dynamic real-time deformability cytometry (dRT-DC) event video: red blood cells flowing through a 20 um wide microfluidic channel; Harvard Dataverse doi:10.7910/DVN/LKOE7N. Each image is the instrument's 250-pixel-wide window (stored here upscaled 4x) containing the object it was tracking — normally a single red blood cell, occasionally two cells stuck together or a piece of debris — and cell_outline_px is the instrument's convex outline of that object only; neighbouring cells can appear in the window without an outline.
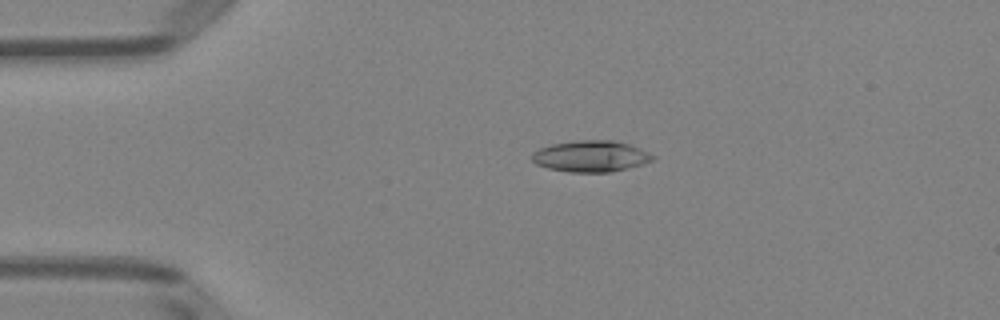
{"species": "Egyptian fruit bat (a non-hibernating species)", "species_latin": "Rousettus aegyptiacus", "temperature_condition": "room temperature", "stored_images_in_passage": 51, "camera_frame_rate_fps": 3000, "um_per_image_px": 0.085, "animal": {"sex": "female"}, "frame": {"image": 1, "passage_image": 11, "time_ms": 3.333, "image_size_px": [1000, 320], "cell_outline_px": [[656, 156], [652, 160], [644, 164], [612, 172], [568, 172], [548, 168], [536, 164], [532, 160], [532, 152], [540, 148], [552, 144], [572, 140], [616, 140], [640, 148]], "centroid_in_image_um": [50.22, 13.27], "position_along_channel_um": 34.8, "area_um2": 22.2}}
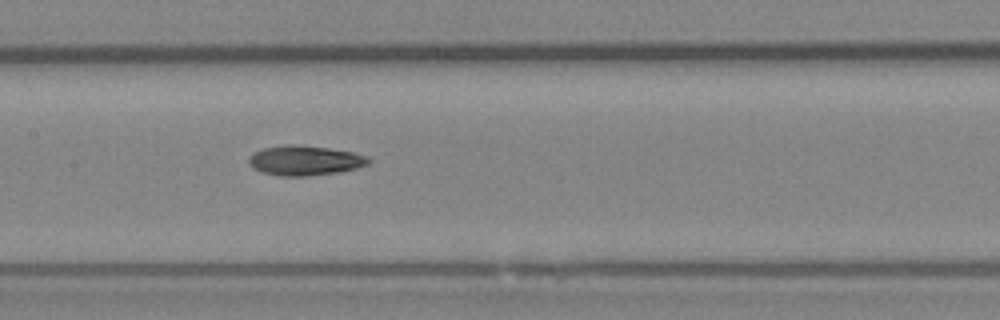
{"frame": {"image": 2, "passage_image": 25, "time_ms": 8.0, "image_size_px": [1000, 320], "cell_outline_px": [[372, 160], [368, 164], [356, 168], [336, 172], [304, 176], [280, 176], [260, 172], [252, 168], [248, 164], [248, 156], [252, 152], [264, 148], [328, 148], [352, 152], [368, 156]], "centroid_in_image_um": [25.9, 13.7], "position_along_channel_um": 181.5, "area_um2": 19.88}}
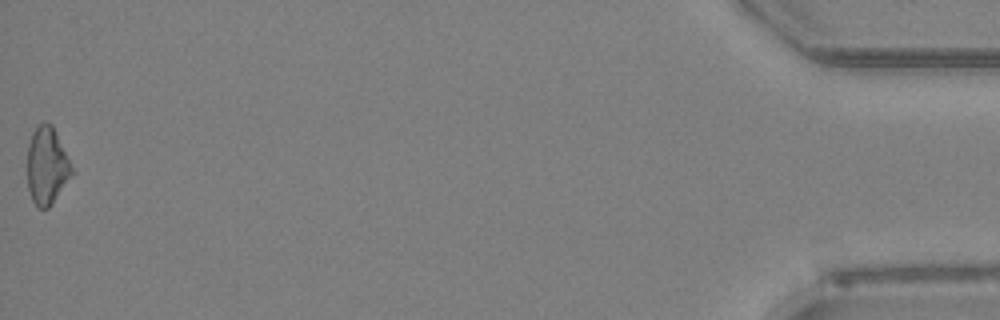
{"frame": {"image": 3, "passage_image": 51, "time_ms": 16.667, "image_size_px": [1000, 320], "cell_outline_px": [[76, 172], [52, 204], [48, 208], [40, 208], [32, 200], [28, 188], [28, 144], [32, 132], [44, 120], [52, 124]], "centroid_in_image_um": [4.03, 14.09], "position_along_channel_um": 431.2, "area_um2": 20.35}, "authors_computed_cell_mechanics": {"area_um2": 20.3456, "velocity_mm_per_s": 4.0043, "shape_relaxation_time_tau1_ms": null, "shape_relaxation_time_tau2_ms": 8.8835, "deformation_change_tau1": null, "deformation_change_tau2": 0.1798}}